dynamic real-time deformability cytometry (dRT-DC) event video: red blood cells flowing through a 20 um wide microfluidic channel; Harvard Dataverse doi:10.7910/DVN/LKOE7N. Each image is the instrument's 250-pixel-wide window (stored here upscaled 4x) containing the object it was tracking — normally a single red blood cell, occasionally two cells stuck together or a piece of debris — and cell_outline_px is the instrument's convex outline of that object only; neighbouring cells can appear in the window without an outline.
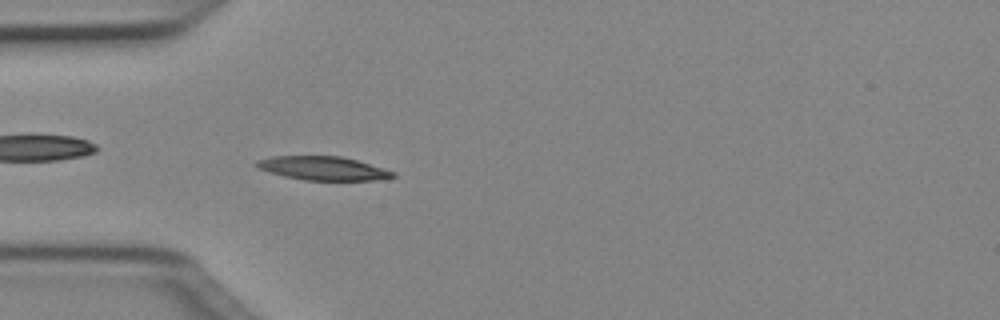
{"species": "Egyptian fruit bat (a non-hibernating species)", "species_latin": "Rousettus aegyptiacus", "temperature_condition": "cold", "stored_images_in_passage": 36, "camera_frame_rate_fps": 3000, "um_per_image_px": 0.085, "animal": {"sex": "female"}, "frame": {"image": 1, "passage_image": 1, "time_ms": 0.0, "image_size_px": [1000, 320], "cell_outline_px": [[396, 176], [384, 180], [304, 180], [284, 176], [268, 172], [256, 168], [256, 160], [272, 156], [340, 156], [356, 160], [384, 168], [396, 172]], "centroid_in_image_um": [27.47, 14.31], "position_along_channel_um": 57.5, "area_um2": 18.96}}
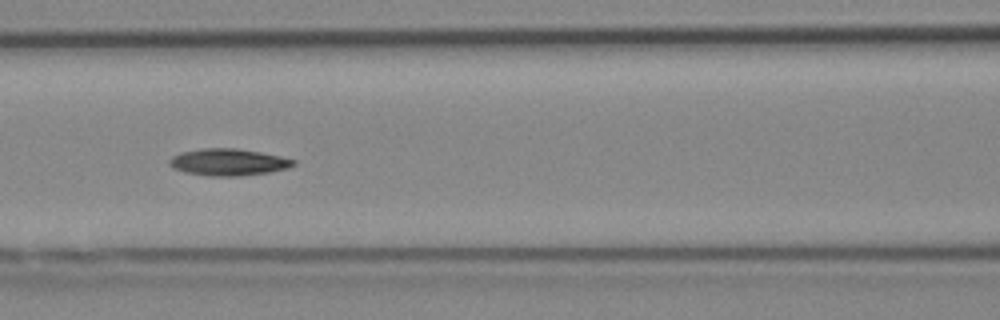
{"frame": {"image": 2, "passage_image": 8, "time_ms": 2.333, "image_size_px": [1000, 320], "cell_outline_px": [[296, 164], [288, 168], [268, 172], [236, 176], [208, 176], [184, 172], [172, 168], [168, 164], [168, 160], [172, 156], [180, 152], [204, 148], [236, 148], [260, 152], [280, 156], [296, 160]], "centroid_in_image_um": [19.37, 13.78], "position_along_channel_um": 147.2, "area_um2": 19.48}}
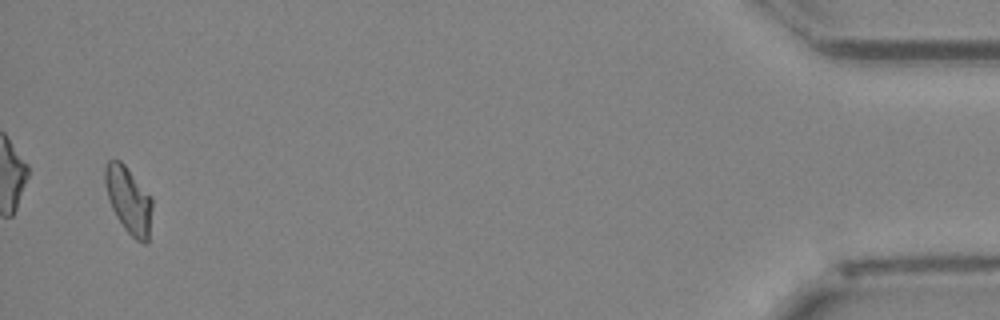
{"frame": {"image": 3, "passage_image": 35, "time_ms": 11.333, "image_size_px": [1000, 320], "cell_outline_px": [[152, 208], [148, 244], [144, 244], [136, 240], [124, 228], [116, 216], [112, 208], [108, 196], [104, 180], [104, 168], [108, 160], [120, 160], [124, 164], [152, 196]], "centroid_in_image_um": [10.95, 17.01], "position_along_channel_um": 424.3, "area_um2": 18.38}, "authors_computed_cell_mechanics": {"area_um2": 18.3804, "velocity_mm_per_s": 4.0273, "shape_relaxation_time_tau1_ms": 6.895, "shape_relaxation_time_tau2_ms": null, "deformation_change_tau1": 0.1819, "deformation_change_tau2": null}}